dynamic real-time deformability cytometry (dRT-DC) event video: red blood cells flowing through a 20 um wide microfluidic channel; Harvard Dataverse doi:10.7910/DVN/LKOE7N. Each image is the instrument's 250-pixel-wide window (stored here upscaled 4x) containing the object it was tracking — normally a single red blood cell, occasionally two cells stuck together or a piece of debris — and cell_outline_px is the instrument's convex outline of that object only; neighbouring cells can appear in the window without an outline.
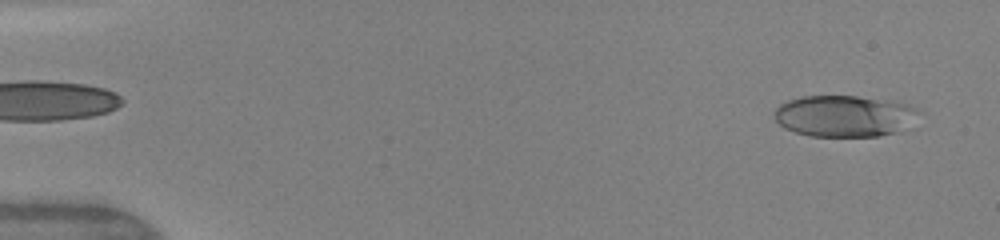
{"species": "human", "species_latin": "Homo sapiens", "temperature_condition": "warm", "stored_images_in_passage": 48, "camera_frame_rate_fps": 3000, "um_per_image_px": 0.085, "donor": {"sex": "female"}, "frame": {"image": 1, "passage_image": 3, "time_ms": 0.667, "image_size_px": [1000, 240], "cell_outline_px": [[924, 112], [896, 132], [880, 136], [808, 136], [784, 128], [776, 120], [776, 108], [780, 104], [788, 100], [804, 96], [856, 96], [908, 104]], "centroid_in_image_um": [71.77, 9.86], "position_along_channel_um": 13.2, "area_um2": 34.56}}
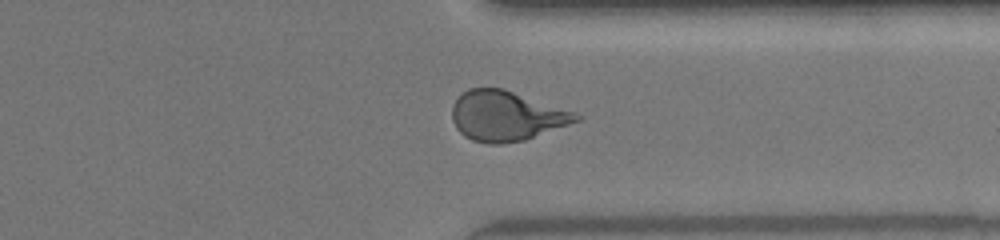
{"frame": {"image": 2, "passage_image": 38, "time_ms": 12.333, "image_size_px": [1000, 240], "cell_outline_px": [[584, 116], [580, 120], [524, 140], [500, 144], [488, 144], [472, 140], [464, 136], [456, 128], [452, 120], [452, 104], [468, 88], [504, 88], [576, 112]], "centroid_in_image_um": [43.04, 9.85], "position_along_channel_um": 368.4, "area_um2": 36.13}}
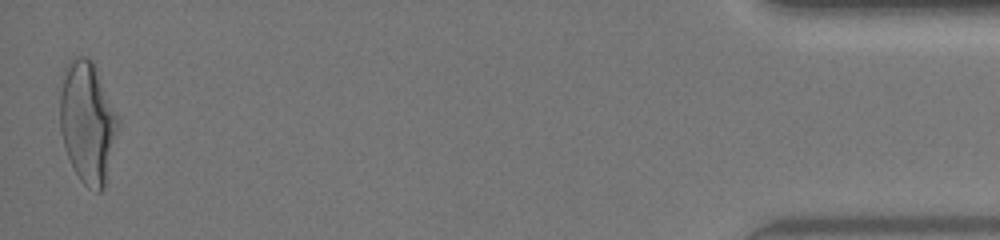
{"frame": {"image": 3, "passage_image": 48, "time_ms": 15.667, "image_size_px": [1000, 240], "cell_outline_px": [[120, 120], [104, 188], [100, 192], [96, 192], [88, 188], [80, 180], [68, 156], [60, 132], [56, 88], [60, 76], [68, 60], [76, 56], [88, 56], [92, 60]], "centroid_in_image_um": [7.37, 10.31], "position_along_channel_um": 427.8, "area_um2": 42.14}, "authors_computed_cell_mechanics": {"area_um2": 35.5759, "velocity_mm_per_s": 4.188, "shape_relaxation_time_tau1_ms": 6.0993, "shape_relaxation_time_tau2_ms": 0.6391, "deformation_change_tau1": 0.25, "deformation_change_tau2": 0.0839}}